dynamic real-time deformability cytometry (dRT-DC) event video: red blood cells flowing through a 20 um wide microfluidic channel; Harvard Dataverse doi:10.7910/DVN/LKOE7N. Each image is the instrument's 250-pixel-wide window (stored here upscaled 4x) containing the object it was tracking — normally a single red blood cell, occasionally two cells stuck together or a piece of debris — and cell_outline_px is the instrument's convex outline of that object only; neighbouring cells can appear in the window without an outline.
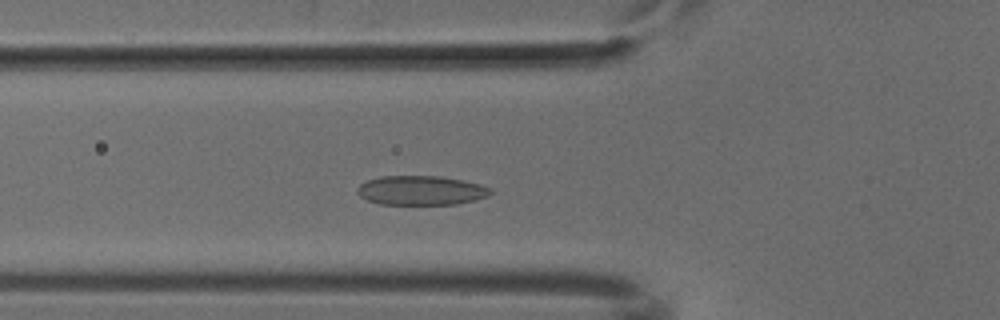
{"species": "common noctule bat (a hibernating species)", "species_latin": "Nyctalus noctula", "temperature_condition": "cold", "stored_images_in_passage": 48, "camera_frame_rate_fps": 3000, "um_per_image_px": 0.085, "animal": {"sex": "male", "body_mass_g": 18.8}, "frame": {"image": 1, "passage_image": 14, "time_ms": 4.333, "image_size_px": [1000, 320], "cell_outline_px": [[492, 192], [488, 196], [456, 204], [380, 204], [368, 200], [360, 196], [356, 192], [356, 188], [360, 184], [368, 180], [380, 176], [440, 176], [464, 180], [480, 184], [492, 188]], "centroid_in_image_um": [35.78, 16.17], "position_along_channel_um": 90.0, "area_um2": 22.77}}
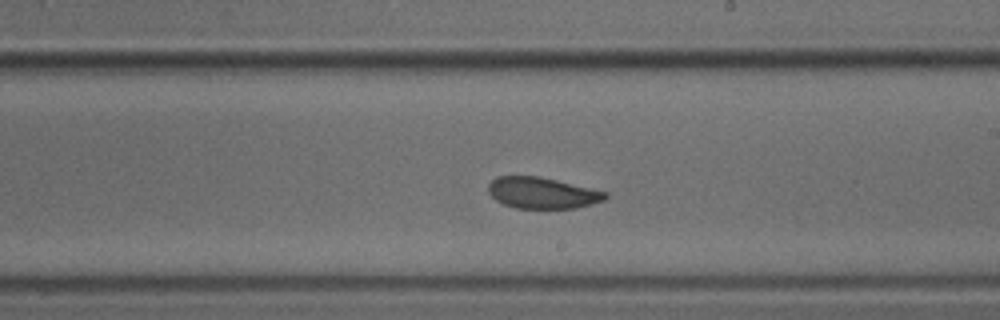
{"frame": {"image": 2, "passage_image": 26, "time_ms": 8.333, "image_size_px": [1000, 320], "cell_outline_px": [[608, 196], [604, 200], [592, 204], [576, 208], [516, 208], [504, 204], [496, 200], [488, 192], [488, 184], [496, 176], [540, 176], [608, 192]], "centroid_in_image_um": [46.09, 16.39], "position_along_channel_um": 242.9, "area_um2": 21.33}}
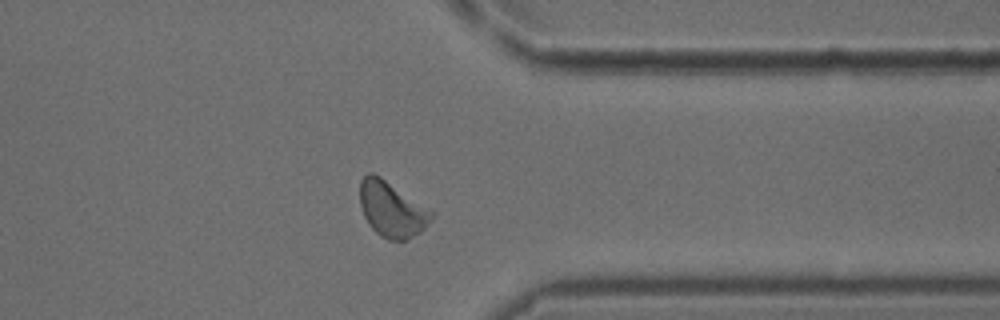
{"frame": {"image": 3, "passage_image": 37, "time_ms": 12.0, "image_size_px": [1000, 320], "cell_outline_px": [[436, 216], [420, 232], [408, 240], [388, 240], [380, 236], [368, 224], [364, 216], [360, 204], [360, 180], [368, 172], [372, 172], [380, 176], [436, 212]], "centroid_in_image_um": [33.33, 17.79], "position_along_channel_um": 378.1, "area_um2": 23.47}}